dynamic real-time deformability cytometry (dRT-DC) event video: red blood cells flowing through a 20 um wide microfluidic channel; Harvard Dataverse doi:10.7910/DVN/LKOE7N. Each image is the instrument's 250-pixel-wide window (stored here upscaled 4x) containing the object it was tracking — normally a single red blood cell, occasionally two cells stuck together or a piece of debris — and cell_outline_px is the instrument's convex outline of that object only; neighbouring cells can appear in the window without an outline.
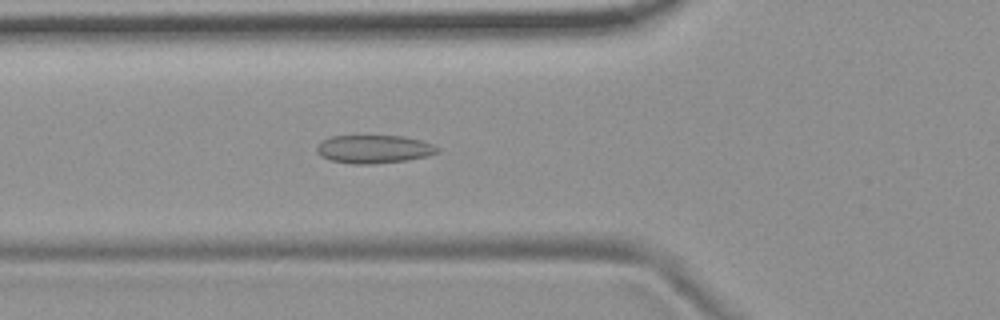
{"species": "common noctule bat (a hibernating species)", "species_latin": "Nyctalus noctula", "temperature_condition": "room temperature", "stored_images_in_passage": 44, "camera_frame_rate_fps": 3000, "um_per_image_px": 0.085, "animal": {"sex": "female", "body_mass_g": 19.9}, "frame": {"image": 1, "passage_image": 16, "time_ms": 5.0, "image_size_px": [1000, 320], "cell_outline_px": [[440, 148], [436, 152], [428, 156], [408, 160], [372, 164], [352, 164], [332, 160], [320, 156], [316, 152], [316, 148], [324, 140], [332, 136], [404, 136], [436, 144]], "centroid_in_image_um": [31.82, 12.68], "position_along_channel_um": 94.0, "area_um2": 19.83}}
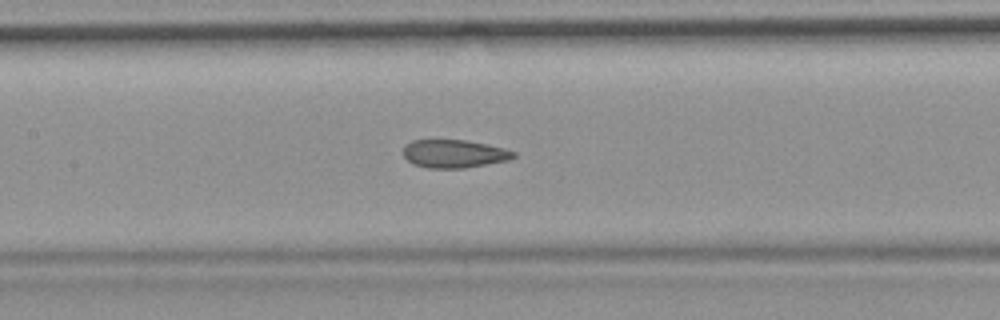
{"frame": {"image": 2, "passage_image": 22, "time_ms": 7.0, "image_size_px": [1000, 320], "cell_outline_px": [[516, 156], [508, 160], [464, 168], [428, 168], [412, 164], [404, 156], [404, 148], [412, 140], [464, 140], [504, 148], [516, 152]], "centroid_in_image_um": [38.6, 13.07], "position_along_channel_um": 168.8, "area_um2": 17.86}}
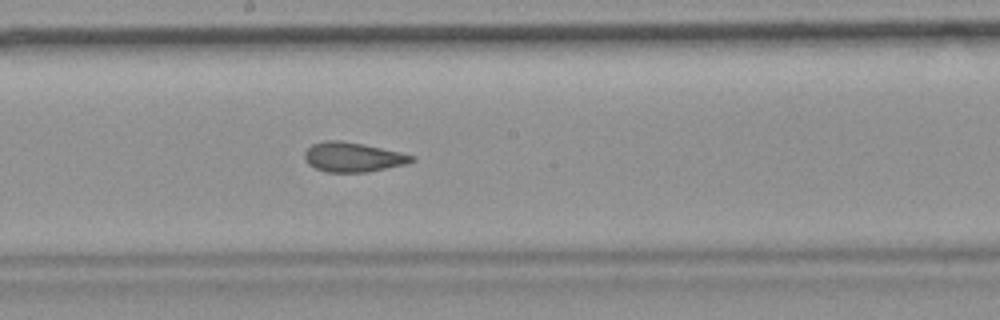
{"frame": {"image": 3, "passage_image": 26, "time_ms": 8.333, "image_size_px": [1000, 320], "cell_outline_px": [[416, 160], [408, 164], [368, 172], [328, 172], [316, 168], [308, 164], [304, 160], [304, 152], [312, 144], [324, 140], [340, 140], [364, 144], [400, 152], [416, 156]], "centroid_in_image_um": [30.02, 13.35], "position_along_channel_um": 218.2, "area_um2": 18.67}, "authors_computed_cell_mechanics": {"area_um2": 19.3052, "velocity_mm_per_s": 3.7268, "shape_relaxation_time_tau1_ms": null, "shape_relaxation_time_tau2_ms": 1.5043, "deformation_change_tau1": null, "deformation_change_tau2": 0.0769}}